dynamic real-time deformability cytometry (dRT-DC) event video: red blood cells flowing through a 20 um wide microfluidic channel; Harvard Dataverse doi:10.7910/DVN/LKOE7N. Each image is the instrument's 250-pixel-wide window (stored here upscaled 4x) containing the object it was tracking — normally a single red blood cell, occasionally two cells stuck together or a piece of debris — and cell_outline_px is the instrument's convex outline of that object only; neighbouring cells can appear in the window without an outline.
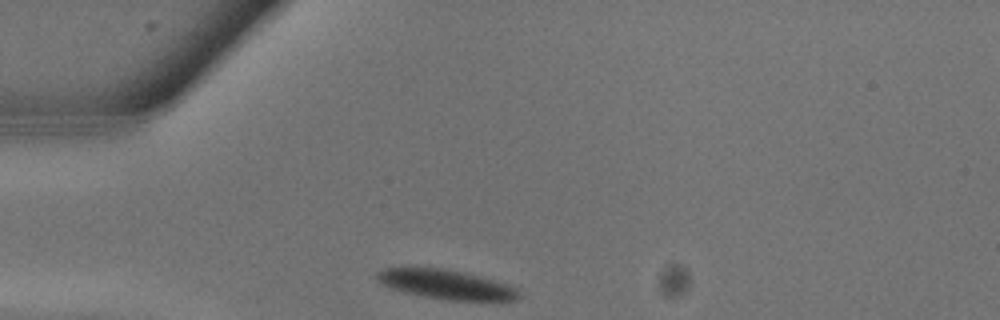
{"species": "common noctule bat (a hibernating species)", "species_latin": "Nyctalus noctula", "temperature_condition": "warm", "stored_images_in_passage": 2, "camera_frame_rate_fps": 3000, "um_per_image_px": 0.085, "animal": {"sex": "male", "body_mass_g": 13.3}, "frame": {"image": 1, "passage_image": 1, "time_ms": 0.0, "image_size_px": [1000, 320], "cell_outline_px": [[520, 296], [516, 300], [448, 300], [424, 296], [388, 288], [380, 284], [376, 276], [376, 272], [384, 268], [440, 268], [464, 272], [480, 276], [516, 288], [520, 292]], "centroid_in_image_um": [37.87, 24.17], "position_along_channel_um": 47.1, "area_um2": 23.99}}